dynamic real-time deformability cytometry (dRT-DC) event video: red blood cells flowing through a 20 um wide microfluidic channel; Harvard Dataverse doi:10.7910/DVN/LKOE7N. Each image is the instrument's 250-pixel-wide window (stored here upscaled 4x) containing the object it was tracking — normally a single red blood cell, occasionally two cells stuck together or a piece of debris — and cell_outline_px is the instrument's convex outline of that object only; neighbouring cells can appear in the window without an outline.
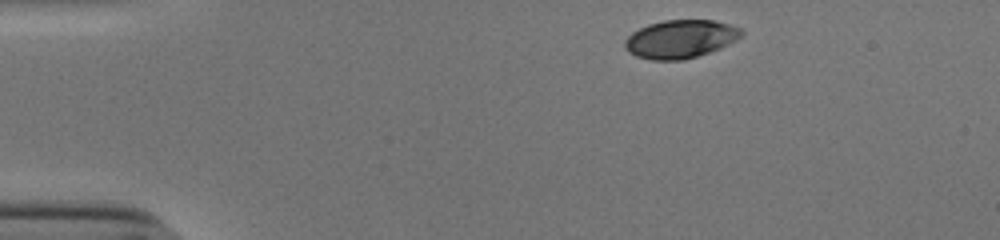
{"species": "human", "species_latin": "Homo sapiens", "temperature_condition": "cold", "stored_images_in_passage": 37, "camera_frame_rate_fps": 3000, "um_per_image_px": 0.085, "donor": {"sex": "male"}, "frame": {"image": 1, "passage_image": 1, "time_ms": 0.0, "image_size_px": [1000, 240], "cell_outline_px": [[744, 36], [720, 48], [684, 60], [652, 60], [636, 56], [628, 52], [624, 48], [624, 40], [632, 32], [648, 24], [664, 20], [712, 20], [728, 24], [740, 28], [744, 32]], "centroid_in_image_um": [57.82, 3.32], "position_along_channel_um": 27.2, "area_um2": 26.01}}
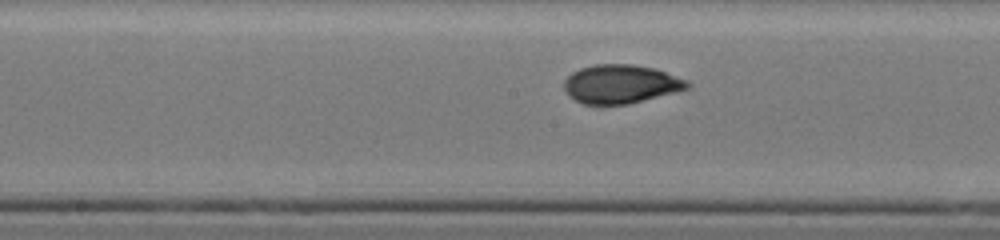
{"frame": {"image": 2, "passage_image": 20, "time_ms": 6.333, "image_size_px": [1000, 240], "cell_outline_px": [[692, 84], [688, 88], [676, 92], [628, 104], [584, 104], [568, 96], [564, 88], [564, 80], [572, 72], [580, 68], [596, 64], [632, 64], [652, 68], [688, 80]], "centroid_in_image_um": [52.75, 7.14], "position_along_channel_um": 195.4, "area_um2": 27.69}}
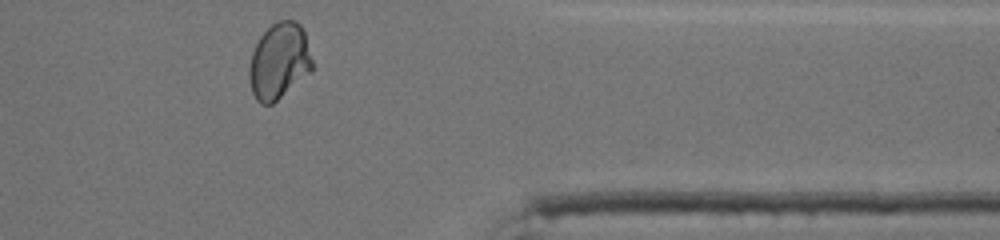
{"frame": {"image": 3, "passage_image": 36, "time_ms": 11.667, "image_size_px": [1000, 240], "cell_outline_px": [[312, 72], [272, 104], [260, 104], [256, 100], [252, 92], [248, 76], [248, 68], [252, 52], [260, 36], [276, 20], [292, 20], [300, 24], [304, 32], [312, 60]], "centroid_in_image_um": [23.71, 5.21], "position_along_channel_um": 387.7, "area_um2": 28.03}, "authors_computed_cell_mechanics": {"area_um2": 27.3972, "velocity_mm_per_s": 3.8624, "shape_relaxation_time_tau1_ms": 7.0751, "shape_relaxation_time_tau2_ms": 0.764, "deformation_change_tau1": 0.195, "deformation_change_tau2": 0.0388}}